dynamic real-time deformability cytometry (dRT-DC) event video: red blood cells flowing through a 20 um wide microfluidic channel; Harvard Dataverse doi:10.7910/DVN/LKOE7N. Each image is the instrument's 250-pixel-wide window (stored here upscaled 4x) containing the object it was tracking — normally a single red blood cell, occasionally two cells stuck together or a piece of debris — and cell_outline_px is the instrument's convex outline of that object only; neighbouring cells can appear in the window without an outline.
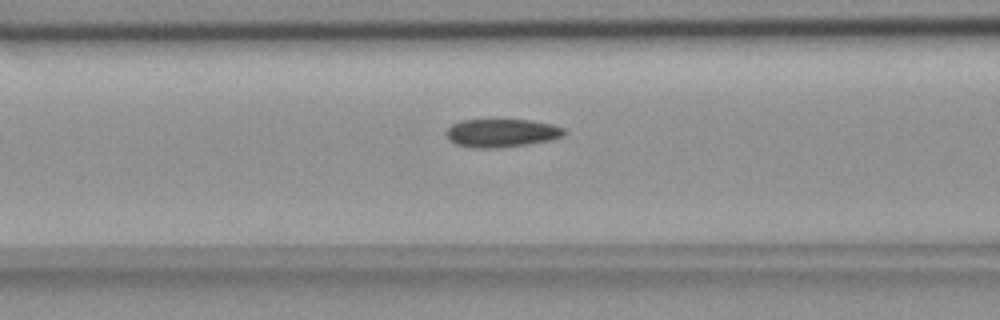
{"species": "common noctule bat (a hibernating species)", "species_latin": "Nyctalus noctula", "temperature_condition": "room temperature", "stored_images_in_passage": 45, "camera_frame_rate_fps": 3000, "um_per_image_px": 0.085, "animal": {"sex": "female", "body_mass_g": 18.4}, "frame": {"image": 1, "passage_image": 12, "time_ms": 3.667, "image_size_px": [1000, 320], "cell_outline_px": [[568, 132], [564, 136], [552, 140], [528, 144], [500, 148], [468, 148], [456, 144], [448, 140], [444, 132], [452, 124], [460, 120], [532, 120], [552, 124], [564, 128]], "centroid_in_image_um": [42.64, 11.31], "position_along_channel_um": 124.0, "area_um2": 19.83}}
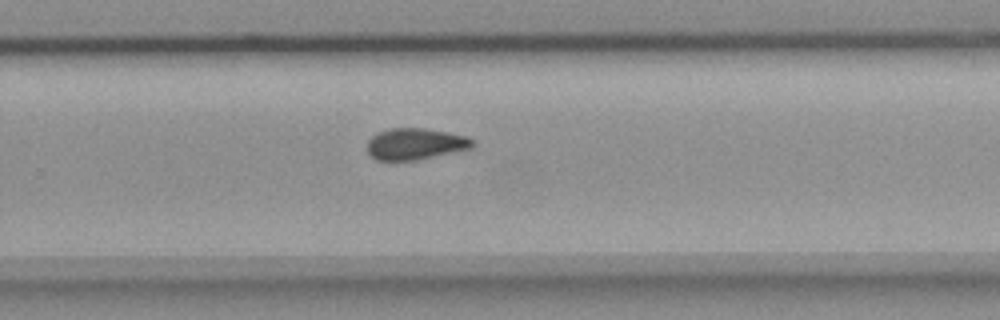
{"frame": {"image": 2, "passage_image": 26, "time_ms": 8.333, "image_size_px": [1000, 320], "cell_outline_px": [[476, 144], [472, 148], [416, 160], [376, 160], [368, 152], [368, 140], [376, 132], [388, 128], [424, 128], [448, 132], [468, 136]], "centroid_in_image_um": [35.31, 12.22], "position_along_channel_um": 294.5, "area_um2": 19.36}}
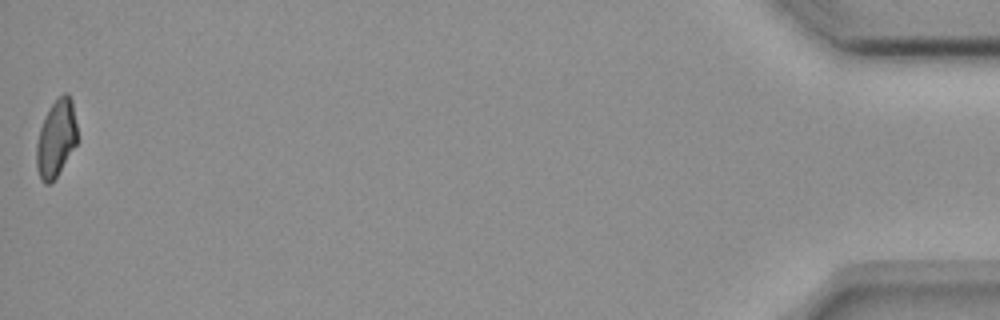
{"frame": {"image": 3, "passage_image": 45, "time_ms": 14.667, "image_size_px": [1000, 320], "cell_outline_px": [[76, 144], [56, 176], [48, 184], [44, 184], [40, 180], [36, 168], [36, 144], [40, 128], [44, 116], [52, 104], [64, 92], [68, 92], [72, 100], [76, 124]], "centroid_in_image_um": [4.74, 11.76], "position_along_channel_um": 430.5, "area_um2": 18.15}}